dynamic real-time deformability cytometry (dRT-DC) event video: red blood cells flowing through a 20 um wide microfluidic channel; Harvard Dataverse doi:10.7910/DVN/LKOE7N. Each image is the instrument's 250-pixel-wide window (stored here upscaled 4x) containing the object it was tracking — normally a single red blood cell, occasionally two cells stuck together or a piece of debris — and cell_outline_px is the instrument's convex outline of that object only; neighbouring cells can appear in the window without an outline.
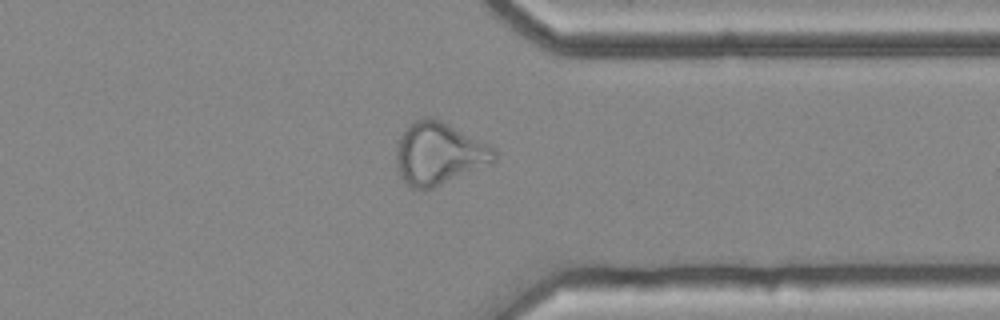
{"species": "common noctule bat (a hibernating species)", "species_latin": "Nyctalus noctula", "temperature_condition": "cold", "stored_images_in_passage": 38, "camera_frame_rate_fps": 3000, "um_per_image_px": 0.085, "animal": {"sex": "female", "body_mass_g": 25.1}, "frame": {"image": 1, "passage_image": 27, "time_ms": 8.667, "image_size_px": [1000, 320], "cell_outline_px": [[496, 160], [492, 164], [424, 192], [412, 188], [400, 176], [396, 168], [396, 140], [412, 120], [424, 116], [432, 116], [496, 148]], "centroid_in_image_um": [37.28, 13.06], "position_along_channel_um": 374.1, "area_um2": 36.36}}